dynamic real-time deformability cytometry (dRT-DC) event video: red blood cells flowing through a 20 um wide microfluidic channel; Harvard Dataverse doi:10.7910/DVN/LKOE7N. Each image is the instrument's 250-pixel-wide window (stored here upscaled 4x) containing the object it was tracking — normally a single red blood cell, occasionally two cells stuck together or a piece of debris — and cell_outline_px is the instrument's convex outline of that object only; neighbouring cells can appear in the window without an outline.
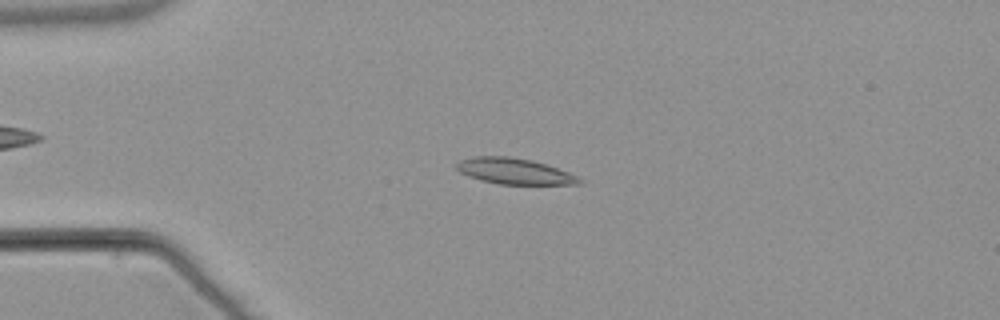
{"species": "common noctule bat (a hibernating species)", "species_latin": "Nyctalus noctula", "temperature_condition": "warm", "stored_images_in_passage": 54, "camera_frame_rate_fps": 3000, "um_per_image_px": 0.085, "animal": {"sex": "male", "body_mass_g": 21.5, "forearm_length_mm": 52.0}, "frame": {"image": 1, "passage_image": 13, "time_ms": 4.0, "image_size_px": [1000, 320], "cell_outline_px": [[584, 184], [500, 184], [480, 180], [468, 176], [460, 172], [456, 168], [456, 164], [460, 160], [472, 156], [508, 156], [532, 160], [548, 164], [568, 172], [584, 180]], "centroid_in_image_um": [43.73, 14.55], "position_along_channel_um": 41.3, "area_um2": 18.67}}
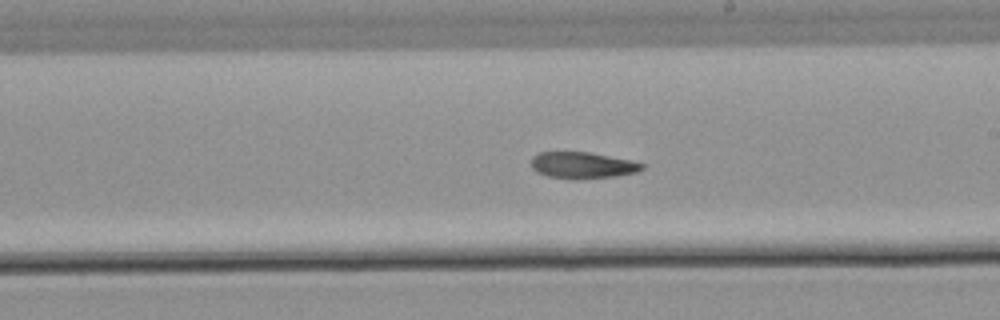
{"frame": {"image": 2, "passage_image": 31, "time_ms": 10.0, "image_size_px": [1000, 320], "cell_outline_px": [[644, 168], [636, 172], [616, 176], [548, 176], [536, 172], [532, 168], [532, 156], [540, 152], [588, 152], [628, 160], [644, 164]], "centroid_in_image_um": [49.49, 14.0], "position_along_channel_um": 239.5, "area_um2": 16.01}}
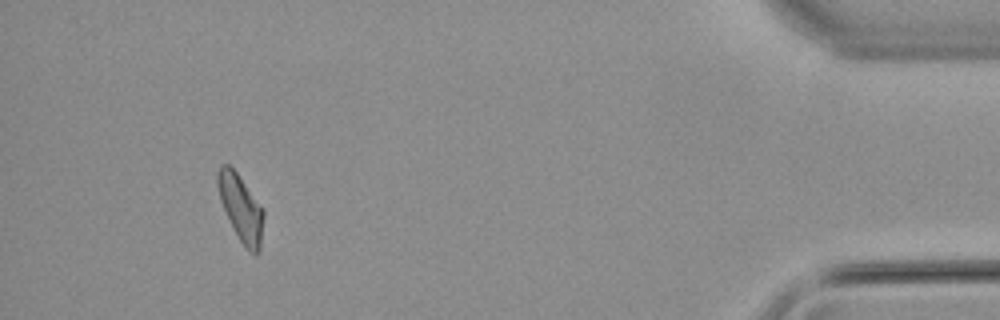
{"frame": {"image": 3, "passage_image": 50, "time_ms": 16.333, "image_size_px": [1000, 320], "cell_outline_px": [[264, 216], [260, 252], [256, 256], [248, 252], [240, 240], [220, 200], [216, 184], [216, 172], [220, 164], [228, 164], [236, 172], [264, 208]], "centroid_in_image_um": [20.49, 17.68], "position_along_channel_um": 414.7, "area_um2": 17.86}, "authors_computed_cell_mechanics": {"area_um2": 18.0336, "velocity_mm_per_s": 3.8032, "shape_relaxation_time_tau1_ms": null, "shape_relaxation_time_tau2_ms": 11.3145, "deformation_change_tau1": null, "deformation_change_tau2": 0.1985}}